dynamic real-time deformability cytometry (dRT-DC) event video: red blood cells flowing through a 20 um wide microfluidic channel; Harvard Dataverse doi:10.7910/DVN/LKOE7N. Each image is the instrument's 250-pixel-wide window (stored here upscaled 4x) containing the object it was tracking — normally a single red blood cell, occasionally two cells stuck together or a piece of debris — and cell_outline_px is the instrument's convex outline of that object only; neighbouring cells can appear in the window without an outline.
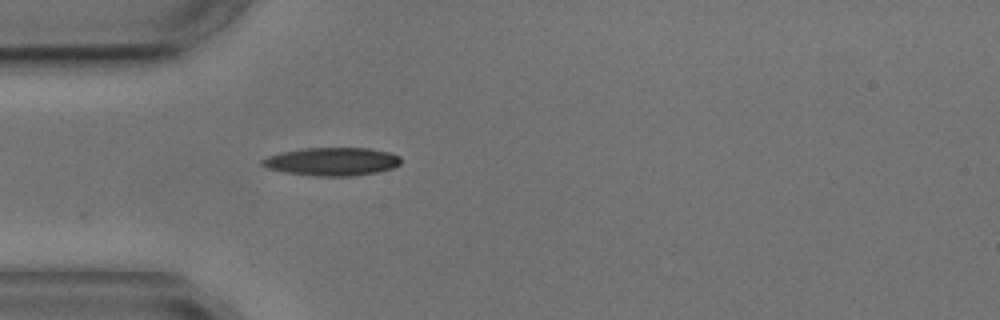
{"species": "common noctule bat (a hibernating species)", "species_latin": "Nyctalus noctula", "temperature_condition": "cold", "stored_images_in_passage": 1, "camera_frame_rate_fps": 3000, "um_per_image_px": 0.085, "animal": {"sex": "male", "body_mass_g": 17.9, "forearm_length_mm": 54.2}, "frame": {"image": 1, "passage_image": 1, "time_ms": 0.0, "image_size_px": [1000, 320], "cell_outline_px": [[400, 164], [392, 168], [376, 172], [352, 176], [312, 176], [284, 172], [268, 168], [260, 164], [260, 160], [268, 156], [280, 152], [304, 148], [368, 148], [392, 152], [400, 156]], "centroid_in_image_um": [28.21, 13.73], "position_along_channel_um": 56.8, "area_um2": 22.89}}